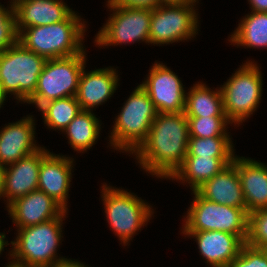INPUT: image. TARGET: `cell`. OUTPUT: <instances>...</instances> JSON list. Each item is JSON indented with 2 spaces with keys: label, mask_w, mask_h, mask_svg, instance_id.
<instances>
[{
  "label": "cell",
  "mask_w": 267,
  "mask_h": 267,
  "mask_svg": "<svg viewBox=\"0 0 267 267\" xmlns=\"http://www.w3.org/2000/svg\"><path fill=\"white\" fill-rule=\"evenodd\" d=\"M101 124L92 110H81L63 131L74 151L89 150L97 141Z\"/></svg>",
  "instance_id": "cell-24"
},
{
  "label": "cell",
  "mask_w": 267,
  "mask_h": 267,
  "mask_svg": "<svg viewBox=\"0 0 267 267\" xmlns=\"http://www.w3.org/2000/svg\"><path fill=\"white\" fill-rule=\"evenodd\" d=\"M80 262L81 261H76V260L73 261V259H68L63 262L57 263L52 267H88L87 265H84L83 263Z\"/></svg>",
  "instance_id": "cell-35"
},
{
  "label": "cell",
  "mask_w": 267,
  "mask_h": 267,
  "mask_svg": "<svg viewBox=\"0 0 267 267\" xmlns=\"http://www.w3.org/2000/svg\"><path fill=\"white\" fill-rule=\"evenodd\" d=\"M27 115L0 130V164L4 167L41 149L35 141V122Z\"/></svg>",
  "instance_id": "cell-14"
},
{
  "label": "cell",
  "mask_w": 267,
  "mask_h": 267,
  "mask_svg": "<svg viewBox=\"0 0 267 267\" xmlns=\"http://www.w3.org/2000/svg\"><path fill=\"white\" fill-rule=\"evenodd\" d=\"M49 152L45 147H42L35 153L5 167L4 198H6V208L16 199L38 190L41 160Z\"/></svg>",
  "instance_id": "cell-13"
},
{
  "label": "cell",
  "mask_w": 267,
  "mask_h": 267,
  "mask_svg": "<svg viewBox=\"0 0 267 267\" xmlns=\"http://www.w3.org/2000/svg\"><path fill=\"white\" fill-rule=\"evenodd\" d=\"M184 114L186 117L226 116L221 88L211 90L198 82L186 92Z\"/></svg>",
  "instance_id": "cell-23"
},
{
  "label": "cell",
  "mask_w": 267,
  "mask_h": 267,
  "mask_svg": "<svg viewBox=\"0 0 267 267\" xmlns=\"http://www.w3.org/2000/svg\"><path fill=\"white\" fill-rule=\"evenodd\" d=\"M233 163L239 173L246 211L267 209V165L237 155Z\"/></svg>",
  "instance_id": "cell-20"
},
{
  "label": "cell",
  "mask_w": 267,
  "mask_h": 267,
  "mask_svg": "<svg viewBox=\"0 0 267 267\" xmlns=\"http://www.w3.org/2000/svg\"><path fill=\"white\" fill-rule=\"evenodd\" d=\"M156 115L149 95L138 85L115 117L109 145L116 151L133 154L147 139Z\"/></svg>",
  "instance_id": "cell-4"
},
{
  "label": "cell",
  "mask_w": 267,
  "mask_h": 267,
  "mask_svg": "<svg viewBox=\"0 0 267 267\" xmlns=\"http://www.w3.org/2000/svg\"><path fill=\"white\" fill-rule=\"evenodd\" d=\"M246 243L256 248L267 247V209L255 210L249 213Z\"/></svg>",
  "instance_id": "cell-29"
},
{
  "label": "cell",
  "mask_w": 267,
  "mask_h": 267,
  "mask_svg": "<svg viewBox=\"0 0 267 267\" xmlns=\"http://www.w3.org/2000/svg\"><path fill=\"white\" fill-rule=\"evenodd\" d=\"M85 23L74 11L64 21L22 29L18 42L46 60L71 57L85 50L82 43L87 28Z\"/></svg>",
  "instance_id": "cell-2"
},
{
  "label": "cell",
  "mask_w": 267,
  "mask_h": 267,
  "mask_svg": "<svg viewBox=\"0 0 267 267\" xmlns=\"http://www.w3.org/2000/svg\"><path fill=\"white\" fill-rule=\"evenodd\" d=\"M16 228H26L59 217L65 209L45 192L35 190L16 199L8 207Z\"/></svg>",
  "instance_id": "cell-15"
},
{
  "label": "cell",
  "mask_w": 267,
  "mask_h": 267,
  "mask_svg": "<svg viewBox=\"0 0 267 267\" xmlns=\"http://www.w3.org/2000/svg\"><path fill=\"white\" fill-rule=\"evenodd\" d=\"M262 249H263L265 255L267 256V247H264V248H262Z\"/></svg>",
  "instance_id": "cell-41"
},
{
  "label": "cell",
  "mask_w": 267,
  "mask_h": 267,
  "mask_svg": "<svg viewBox=\"0 0 267 267\" xmlns=\"http://www.w3.org/2000/svg\"><path fill=\"white\" fill-rule=\"evenodd\" d=\"M74 159L49 152L42 160L39 170L38 190L57 201L66 211Z\"/></svg>",
  "instance_id": "cell-16"
},
{
  "label": "cell",
  "mask_w": 267,
  "mask_h": 267,
  "mask_svg": "<svg viewBox=\"0 0 267 267\" xmlns=\"http://www.w3.org/2000/svg\"><path fill=\"white\" fill-rule=\"evenodd\" d=\"M67 213L65 210L57 218L17 229L16 239L10 242L13 247L8 253L12 264L21 267H52L68 260L57 255L63 237L62 224Z\"/></svg>",
  "instance_id": "cell-3"
},
{
  "label": "cell",
  "mask_w": 267,
  "mask_h": 267,
  "mask_svg": "<svg viewBox=\"0 0 267 267\" xmlns=\"http://www.w3.org/2000/svg\"><path fill=\"white\" fill-rule=\"evenodd\" d=\"M106 219L112 231L127 246L138 230L153 216L152 206L124 189L104 183L101 186Z\"/></svg>",
  "instance_id": "cell-6"
},
{
  "label": "cell",
  "mask_w": 267,
  "mask_h": 267,
  "mask_svg": "<svg viewBox=\"0 0 267 267\" xmlns=\"http://www.w3.org/2000/svg\"><path fill=\"white\" fill-rule=\"evenodd\" d=\"M17 41L15 8L11 5L6 8L0 4V52L11 47Z\"/></svg>",
  "instance_id": "cell-30"
},
{
  "label": "cell",
  "mask_w": 267,
  "mask_h": 267,
  "mask_svg": "<svg viewBox=\"0 0 267 267\" xmlns=\"http://www.w3.org/2000/svg\"><path fill=\"white\" fill-rule=\"evenodd\" d=\"M6 234L0 232V254L4 251V247L9 245L8 241L5 240Z\"/></svg>",
  "instance_id": "cell-37"
},
{
  "label": "cell",
  "mask_w": 267,
  "mask_h": 267,
  "mask_svg": "<svg viewBox=\"0 0 267 267\" xmlns=\"http://www.w3.org/2000/svg\"><path fill=\"white\" fill-rule=\"evenodd\" d=\"M195 191L211 202L246 210L239 173L233 162Z\"/></svg>",
  "instance_id": "cell-19"
},
{
  "label": "cell",
  "mask_w": 267,
  "mask_h": 267,
  "mask_svg": "<svg viewBox=\"0 0 267 267\" xmlns=\"http://www.w3.org/2000/svg\"><path fill=\"white\" fill-rule=\"evenodd\" d=\"M228 267H267V256L262 248L244 243L238 256Z\"/></svg>",
  "instance_id": "cell-31"
},
{
  "label": "cell",
  "mask_w": 267,
  "mask_h": 267,
  "mask_svg": "<svg viewBox=\"0 0 267 267\" xmlns=\"http://www.w3.org/2000/svg\"><path fill=\"white\" fill-rule=\"evenodd\" d=\"M251 11L267 12V0H248Z\"/></svg>",
  "instance_id": "cell-33"
},
{
  "label": "cell",
  "mask_w": 267,
  "mask_h": 267,
  "mask_svg": "<svg viewBox=\"0 0 267 267\" xmlns=\"http://www.w3.org/2000/svg\"><path fill=\"white\" fill-rule=\"evenodd\" d=\"M45 62L44 57L18 41L0 52V92L5 98L9 93L19 102L27 103L35 93Z\"/></svg>",
  "instance_id": "cell-5"
},
{
  "label": "cell",
  "mask_w": 267,
  "mask_h": 267,
  "mask_svg": "<svg viewBox=\"0 0 267 267\" xmlns=\"http://www.w3.org/2000/svg\"><path fill=\"white\" fill-rule=\"evenodd\" d=\"M73 12L62 0H24L15 7L16 31L58 23Z\"/></svg>",
  "instance_id": "cell-21"
},
{
  "label": "cell",
  "mask_w": 267,
  "mask_h": 267,
  "mask_svg": "<svg viewBox=\"0 0 267 267\" xmlns=\"http://www.w3.org/2000/svg\"><path fill=\"white\" fill-rule=\"evenodd\" d=\"M197 242L200 255L212 267H228L238 256L244 242L237 236L223 231H182Z\"/></svg>",
  "instance_id": "cell-17"
},
{
  "label": "cell",
  "mask_w": 267,
  "mask_h": 267,
  "mask_svg": "<svg viewBox=\"0 0 267 267\" xmlns=\"http://www.w3.org/2000/svg\"><path fill=\"white\" fill-rule=\"evenodd\" d=\"M230 137H189L186 156L235 157Z\"/></svg>",
  "instance_id": "cell-27"
},
{
  "label": "cell",
  "mask_w": 267,
  "mask_h": 267,
  "mask_svg": "<svg viewBox=\"0 0 267 267\" xmlns=\"http://www.w3.org/2000/svg\"><path fill=\"white\" fill-rule=\"evenodd\" d=\"M140 86L149 95L157 113L184 112V86L178 75L165 64L155 61Z\"/></svg>",
  "instance_id": "cell-12"
},
{
  "label": "cell",
  "mask_w": 267,
  "mask_h": 267,
  "mask_svg": "<svg viewBox=\"0 0 267 267\" xmlns=\"http://www.w3.org/2000/svg\"><path fill=\"white\" fill-rule=\"evenodd\" d=\"M6 98L3 96V94L0 92V109L2 108L3 103H5Z\"/></svg>",
  "instance_id": "cell-39"
},
{
  "label": "cell",
  "mask_w": 267,
  "mask_h": 267,
  "mask_svg": "<svg viewBox=\"0 0 267 267\" xmlns=\"http://www.w3.org/2000/svg\"><path fill=\"white\" fill-rule=\"evenodd\" d=\"M106 5L113 13L95 36L96 45L104 48L137 41L149 43L152 9L120 7L109 1Z\"/></svg>",
  "instance_id": "cell-10"
},
{
  "label": "cell",
  "mask_w": 267,
  "mask_h": 267,
  "mask_svg": "<svg viewBox=\"0 0 267 267\" xmlns=\"http://www.w3.org/2000/svg\"><path fill=\"white\" fill-rule=\"evenodd\" d=\"M9 265H6L5 267H21V266H18V265H15V264H12V262H8Z\"/></svg>",
  "instance_id": "cell-40"
},
{
  "label": "cell",
  "mask_w": 267,
  "mask_h": 267,
  "mask_svg": "<svg viewBox=\"0 0 267 267\" xmlns=\"http://www.w3.org/2000/svg\"><path fill=\"white\" fill-rule=\"evenodd\" d=\"M22 1H24V0H11L10 1V3H11L10 5L15 8Z\"/></svg>",
  "instance_id": "cell-38"
},
{
  "label": "cell",
  "mask_w": 267,
  "mask_h": 267,
  "mask_svg": "<svg viewBox=\"0 0 267 267\" xmlns=\"http://www.w3.org/2000/svg\"><path fill=\"white\" fill-rule=\"evenodd\" d=\"M85 67L79 79L76 99L82 110H94V107L102 105L111 98L120 80L116 69L112 67L90 72H86Z\"/></svg>",
  "instance_id": "cell-18"
},
{
  "label": "cell",
  "mask_w": 267,
  "mask_h": 267,
  "mask_svg": "<svg viewBox=\"0 0 267 267\" xmlns=\"http://www.w3.org/2000/svg\"><path fill=\"white\" fill-rule=\"evenodd\" d=\"M189 137L184 112L157 113L147 139L133 154L145 172L170 180L184 162Z\"/></svg>",
  "instance_id": "cell-1"
},
{
  "label": "cell",
  "mask_w": 267,
  "mask_h": 267,
  "mask_svg": "<svg viewBox=\"0 0 267 267\" xmlns=\"http://www.w3.org/2000/svg\"><path fill=\"white\" fill-rule=\"evenodd\" d=\"M244 17L229 36L230 43L244 48L267 49V12L252 11Z\"/></svg>",
  "instance_id": "cell-25"
},
{
  "label": "cell",
  "mask_w": 267,
  "mask_h": 267,
  "mask_svg": "<svg viewBox=\"0 0 267 267\" xmlns=\"http://www.w3.org/2000/svg\"><path fill=\"white\" fill-rule=\"evenodd\" d=\"M4 174H5V167L0 164V199L2 197L4 199Z\"/></svg>",
  "instance_id": "cell-36"
},
{
  "label": "cell",
  "mask_w": 267,
  "mask_h": 267,
  "mask_svg": "<svg viewBox=\"0 0 267 267\" xmlns=\"http://www.w3.org/2000/svg\"><path fill=\"white\" fill-rule=\"evenodd\" d=\"M193 194L182 231H223L237 235L246 243L249 213L245 209L211 202L196 191Z\"/></svg>",
  "instance_id": "cell-8"
},
{
  "label": "cell",
  "mask_w": 267,
  "mask_h": 267,
  "mask_svg": "<svg viewBox=\"0 0 267 267\" xmlns=\"http://www.w3.org/2000/svg\"><path fill=\"white\" fill-rule=\"evenodd\" d=\"M112 5L127 8L154 9L160 6V0H108Z\"/></svg>",
  "instance_id": "cell-32"
},
{
  "label": "cell",
  "mask_w": 267,
  "mask_h": 267,
  "mask_svg": "<svg viewBox=\"0 0 267 267\" xmlns=\"http://www.w3.org/2000/svg\"><path fill=\"white\" fill-rule=\"evenodd\" d=\"M260 68L257 62L246 61L220 87L225 115L234 126L242 124L258 108L263 91Z\"/></svg>",
  "instance_id": "cell-7"
},
{
  "label": "cell",
  "mask_w": 267,
  "mask_h": 267,
  "mask_svg": "<svg viewBox=\"0 0 267 267\" xmlns=\"http://www.w3.org/2000/svg\"><path fill=\"white\" fill-rule=\"evenodd\" d=\"M196 4L157 6L152 10L149 44L167 45L192 39L198 33ZM192 37V38H191Z\"/></svg>",
  "instance_id": "cell-11"
},
{
  "label": "cell",
  "mask_w": 267,
  "mask_h": 267,
  "mask_svg": "<svg viewBox=\"0 0 267 267\" xmlns=\"http://www.w3.org/2000/svg\"><path fill=\"white\" fill-rule=\"evenodd\" d=\"M86 52L71 57L46 60L34 95L27 104H34L40 108L44 103L76 96L79 79L86 65Z\"/></svg>",
  "instance_id": "cell-9"
},
{
  "label": "cell",
  "mask_w": 267,
  "mask_h": 267,
  "mask_svg": "<svg viewBox=\"0 0 267 267\" xmlns=\"http://www.w3.org/2000/svg\"><path fill=\"white\" fill-rule=\"evenodd\" d=\"M196 3H199V0H160V5L164 6H183Z\"/></svg>",
  "instance_id": "cell-34"
},
{
  "label": "cell",
  "mask_w": 267,
  "mask_h": 267,
  "mask_svg": "<svg viewBox=\"0 0 267 267\" xmlns=\"http://www.w3.org/2000/svg\"><path fill=\"white\" fill-rule=\"evenodd\" d=\"M235 157H199L186 156L181 167L170 178L181 183H188L191 191H195L204 182L210 180Z\"/></svg>",
  "instance_id": "cell-22"
},
{
  "label": "cell",
  "mask_w": 267,
  "mask_h": 267,
  "mask_svg": "<svg viewBox=\"0 0 267 267\" xmlns=\"http://www.w3.org/2000/svg\"><path fill=\"white\" fill-rule=\"evenodd\" d=\"M187 119L190 137H230L226 129L231 123L226 116L187 117Z\"/></svg>",
  "instance_id": "cell-28"
},
{
  "label": "cell",
  "mask_w": 267,
  "mask_h": 267,
  "mask_svg": "<svg viewBox=\"0 0 267 267\" xmlns=\"http://www.w3.org/2000/svg\"><path fill=\"white\" fill-rule=\"evenodd\" d=\"M82 110L76 96H69L44 103L39 111L42 112L44 124L53 130L64 131L68 124Z\"/></svg>",
  "instance_id": "cell-26"
}]
</instances>
